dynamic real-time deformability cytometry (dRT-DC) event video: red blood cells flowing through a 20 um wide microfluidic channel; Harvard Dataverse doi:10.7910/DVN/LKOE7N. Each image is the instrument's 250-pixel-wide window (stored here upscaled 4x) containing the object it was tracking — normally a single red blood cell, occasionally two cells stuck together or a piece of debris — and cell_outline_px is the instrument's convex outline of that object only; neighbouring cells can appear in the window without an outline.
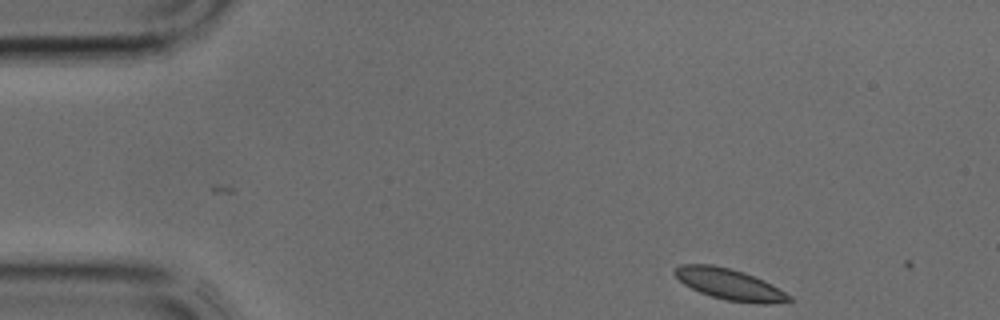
{"species": "common noctule bat (a hibernating species)", "species_latin": "Nyctalus noctula", "temperature_condition": "cold", "stored_images_in_passage": 3, "camera_frame_rate_fps": 3000, "um_per_image_px": 0.085, "animal": {"sex": "male", "body_mass_g": 17.9, "forearm_length_mm": 54.2}, "frame": {"image": 1, "passage_image": 1, "time_ms": 0.0, "image_size_px": [1000, 320], "cell_outline_px": [[792, 300], [768, 304], [760, 304], [728, 300], [712, 296], [700, 292], [684, 284], [672, 272], [680, 264], [712, 264], [732, 268], [744, 272], [764, 280], [772, 284], [792, 296]], "centroid_in_image_um": [62.02, 24.15], "position_along_channel_um": 23.0, "area_um2": 20.63}}